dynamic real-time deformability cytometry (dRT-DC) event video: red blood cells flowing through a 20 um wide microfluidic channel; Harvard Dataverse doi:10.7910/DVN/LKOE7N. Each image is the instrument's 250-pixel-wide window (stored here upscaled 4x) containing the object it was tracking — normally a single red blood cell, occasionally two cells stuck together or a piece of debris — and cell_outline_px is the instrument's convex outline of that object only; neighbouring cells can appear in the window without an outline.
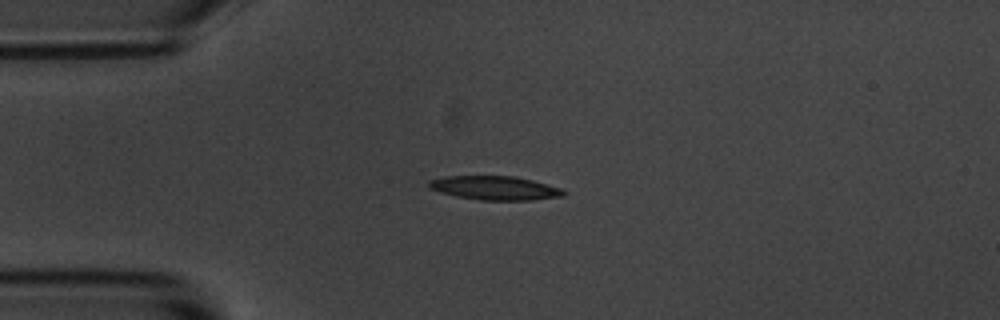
{"species": "common noctule bat (a hibernating species)", "species_latin": "Nyctalus noctula", "temperature_condition": "room temperature", "stored_images_in_passage": 8, "camera_frame_rate_fps": 3000, "um_per_image_px": 0.085, "animal": {"sex": "male", "body_mass_g": 20.1, "forearm_length_mm": 53.5}, "frame": {"image": 1, "passage_image": 4, "time_ms": 4.333, "image_size_px": [1000, 320], "cell_outline_px": [[568, 192], [564, 196], [532, 200], [480, 200], [456, 196], [440, 192], [428, 188], [428, 180], [444, 176], [512, 176], [532, 180], [560, 188]], "centroid_in_image_um": [42.05, 15.98], "position_along_channel_um": 43.0, "area_um2": 18.79}}
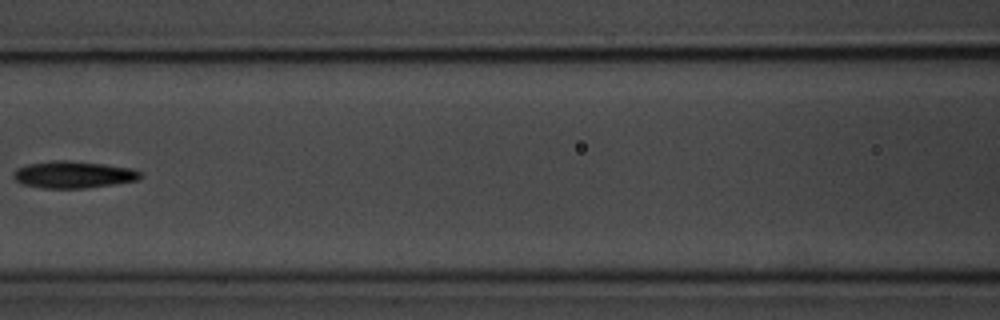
{"frame": {"image": 2, "passage_image": 7, "time_ms": 8.0, "image_size_px": [1000, 320], "cell_outline_px": [[144, 176], [140, 180], [84, 188], [44, 188], [24, 184], [16, 180], [12, 176], [16, 168], [28, 164], [52, 160], [68, 160], [104, 164], [132, 168], [140, 172]], "centroid_in_image_um": [6.26, 14.83], "position_along_channel_um": 160.3, "area_um2": 19.94}}
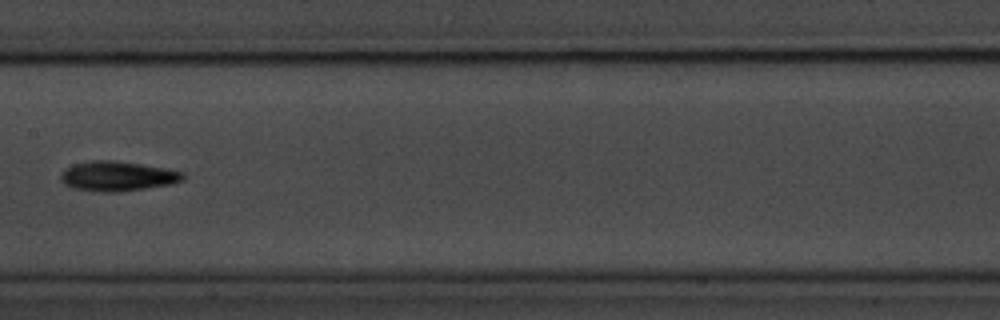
{"frame": {"image": 3, "passage_image": 8, "time_ms": 9.0, "image_size_px": [1000, 320], "cell_outline_px": [[184, 180], [172, 184], [116, 192], [104, 192], [72, 188], [64, 184], [60, 180], [60, 176], [64, 168], [72, 164], [92, 160], [116, 160], [168, 168], [184, 172]], "centroid_in_image_um": [9.98, 14.96], "position_along_channel_um": 197.4, "area_um2": 21.44}}